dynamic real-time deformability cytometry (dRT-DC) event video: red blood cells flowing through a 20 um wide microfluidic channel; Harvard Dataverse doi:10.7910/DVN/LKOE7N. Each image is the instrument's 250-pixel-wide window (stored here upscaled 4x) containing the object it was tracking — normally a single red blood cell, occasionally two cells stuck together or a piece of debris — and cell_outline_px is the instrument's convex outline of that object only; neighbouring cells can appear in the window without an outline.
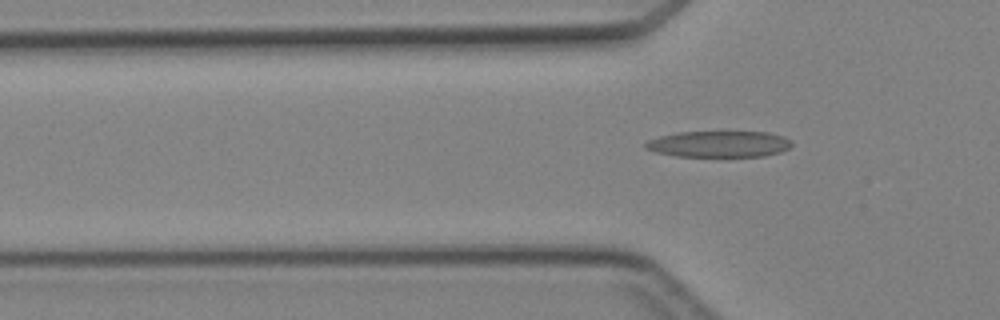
{"species": "Egyptian fruit bat (a non-hibernating species)", "species_latin": "Rousettus aegyptiacus", "temperature_condition": "cold", "stored_images_in_passage": 6, "camera_frame_rate_fps": 3000, "um_per_image_px": 0.085, "animal": {"sex": "female"}, "frame": {"image": 1, "passage_image": 6, "time_ms": 6.667, "image_size_px": [1000, 320], "cell_outline_px": [[792, 144], [788, 148], [780, 152], [764, 156], [676, 156], [656, 152], [644, 148], [644, 144], [648, 140], [660, 136], [676, 132], [724, 128], [768, 132], [784, 136], [792, 140]], "centroid_in_image_um": [61.13, 12.17], "position_along_channel_um": 64.7, "area_um2": 23.7}}